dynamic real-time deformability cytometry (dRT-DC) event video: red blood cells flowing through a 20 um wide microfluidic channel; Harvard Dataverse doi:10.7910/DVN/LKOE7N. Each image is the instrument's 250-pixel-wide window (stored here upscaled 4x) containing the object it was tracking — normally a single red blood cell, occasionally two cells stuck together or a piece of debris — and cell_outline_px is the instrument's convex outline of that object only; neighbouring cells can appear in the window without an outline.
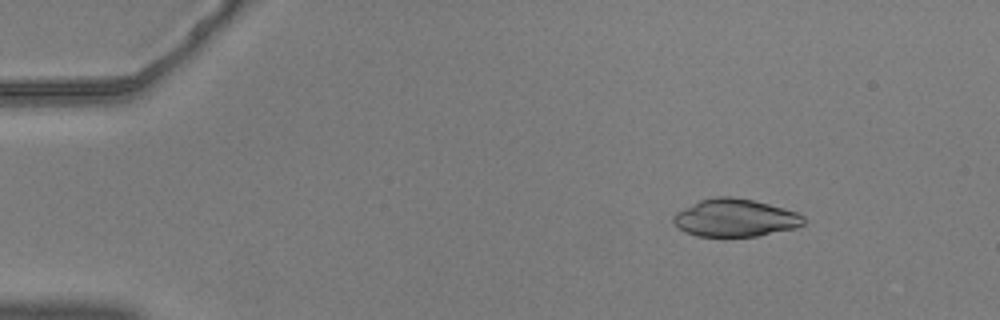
{"species": "common noctule bat (a hibernating species)", "species_latin": "Nyctalus noctula", "temperature_condition": "warm", "stored_images_in_passage": 54, "camera_frame_rate_fps": 3000, "um_per_image_px": 0.085, "animal": {"sex": "male", "body_mass_g": 20.5, "forearm_length_mm": 52.5}, "frame": {"image": 1, "passage_image": 7, "time_ms": 2.0, "image_size_px": [1000, 320], "cell_outline_px": [[804, 224], [796, 228], [756, 236], [696, 236], [684, 232], [672, 220], [672, 216], [676, 212], [700, 200], [716, 196], [732, 196], [752, 200], [784, 208], [796, 212], [804, 216]], "centroid_in_image_um": [62.48, 18.52], "position_along_channel_um": 22.5, "area_um2": 28.5}}
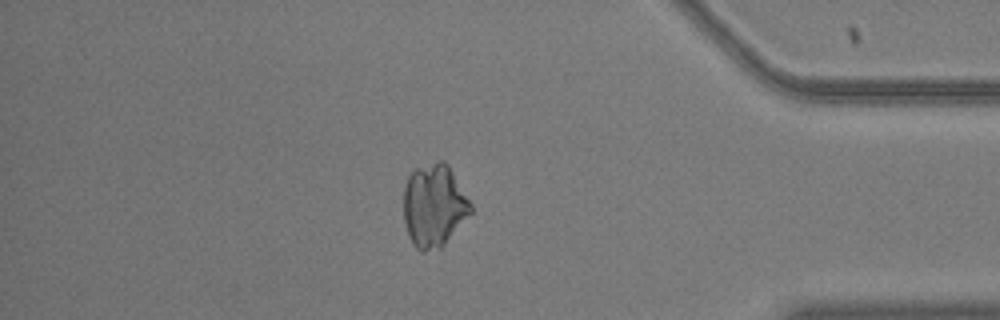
{"frame": {"image": 2, "passage_image": 47, "time_ms": 15.333, "image_size_px": [1000, 320], "cell_outline_px": [[472, 212], [444, 244], [440, 248], [424, 252], [420, 252], [412, 244], [408, 236], [404, 220], [404, 188], [408, 176], [416, 168], [436, 160], [444, 160], [448, 164], [472, 204]], "centroid_in_image_um": [36.88, 17.47], "position_along_channel_um": 398.3, "area_um2": 32.54}}